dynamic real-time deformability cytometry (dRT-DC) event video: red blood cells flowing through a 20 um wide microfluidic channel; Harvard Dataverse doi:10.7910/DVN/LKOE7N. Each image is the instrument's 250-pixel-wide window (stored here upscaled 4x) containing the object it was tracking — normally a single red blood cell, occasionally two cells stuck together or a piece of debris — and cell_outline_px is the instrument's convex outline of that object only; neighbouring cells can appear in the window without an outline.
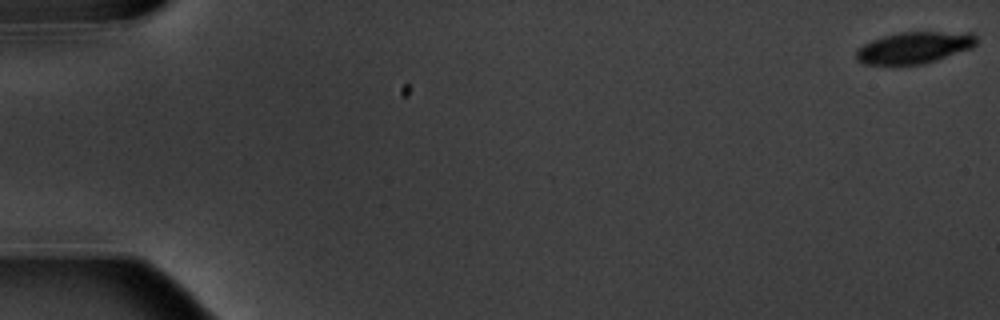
{"species": "common noctule bat (a hibernating species)", "species_latin": "Nyctalus noctula", "temperature_condition": "warm", "stored_images_in_passage": 6, "camera_frame_rate_fps": 3000, "um_per_image_px": 0.085, "animal": {"sex": "male", "body_mass_g": 20.1, "forearm_length_mm": 53.5}, "frame": {"image": 1, "passage_image": 1, "time_ms": 0.0, "image_size_px": [1000, 320], "cell_outline_px": [[976, 44], [972, 48], [936, 60], [920, 64], [864, 64], [856, 60], [856, 48], [872, 40], [884, 36], [900, 32], [972, 32], [976, 36]], "centroid_in_image_um": [77.71, 4.04], "position_along_channel_um": 7.3, "area_um2": 22.08}}